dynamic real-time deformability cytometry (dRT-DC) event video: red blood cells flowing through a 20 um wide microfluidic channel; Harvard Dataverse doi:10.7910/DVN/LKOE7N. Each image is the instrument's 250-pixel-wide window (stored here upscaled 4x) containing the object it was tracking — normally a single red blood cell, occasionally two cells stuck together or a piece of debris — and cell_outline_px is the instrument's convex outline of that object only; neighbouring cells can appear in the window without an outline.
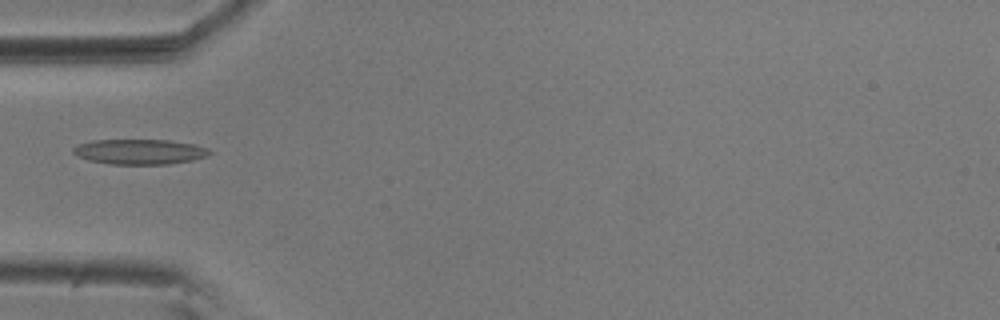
{"species": "common noctule bat (a hibernating species)", "species_latin": "Nyctalus noctula", "temperature_condition": "room temperature", "stored_images_in_passage": 10, "camera_frame_rate_fps": 3000, "um_per_image_px": 0.085, "animal": {"sex": "male", "body_mass_g": 20.5, "forearm_length_mm": 52.5}, "frame": {"image": 1, "passage_image": 1, "time_ms": 0.0, "image_size_px": [1000, 320], "cell_outline_px": [[212, 152], [208, 156], [192, 160], [168, 164], [112, 164], [88, 160], [76, 156], [72, 152], [72, 148], [76, 144], [92, 140], [168, 140], [196, 144], [208, 148]], "centroid_in_image_um": [11.85, 12.89], "position_along_channel_um": 73.1, "area_um2": 20.17}}
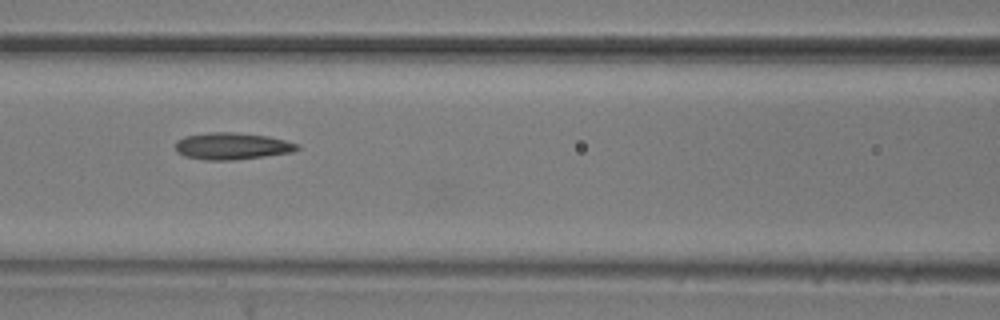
{"frame": {"image": 2, "passage_image": 7, "time_ms": 2.0, "image_size_px": [1000, 320], "cell_outline_px": [[300, 148], [292, 152], [264, 156], [232, 160], [204, 160], [184, 156], [176, 152], [176, 140], [184, 136], [212, 132], [232, 132], [268, 136], [284, 140], [296, 144]], "centroid_in_image_um": [19.67, 12.42], "position_along_channel_um": 146.9, "area_um2": 18.96}}
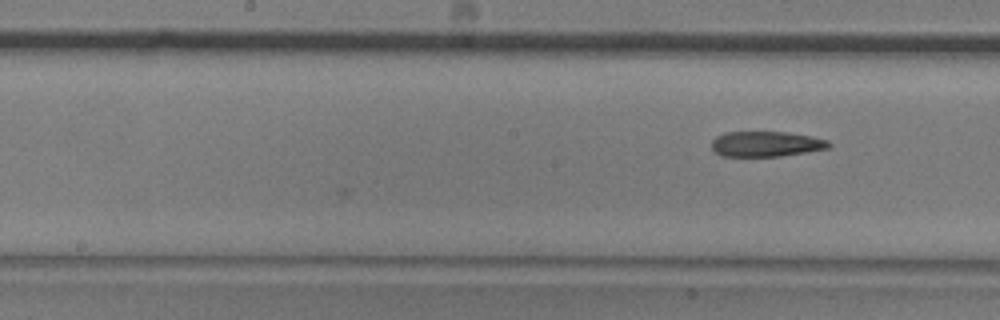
{"frame": {"image": 3, "passage_image": 10, "time_ms": 3.0, "image_size_px": [1000, 320], "cell_outline_px": [[832, 148], [780, 156], [720, 156], [712, 148], [712, 140], [716, 136], [724, 132], [788, 132], [812, 136], [828, 140], [832, 144]], "centroid_in_image_um": [65.15, 12.23], "position_along_channel_um": 183.0, "area_um2": 17.46}}